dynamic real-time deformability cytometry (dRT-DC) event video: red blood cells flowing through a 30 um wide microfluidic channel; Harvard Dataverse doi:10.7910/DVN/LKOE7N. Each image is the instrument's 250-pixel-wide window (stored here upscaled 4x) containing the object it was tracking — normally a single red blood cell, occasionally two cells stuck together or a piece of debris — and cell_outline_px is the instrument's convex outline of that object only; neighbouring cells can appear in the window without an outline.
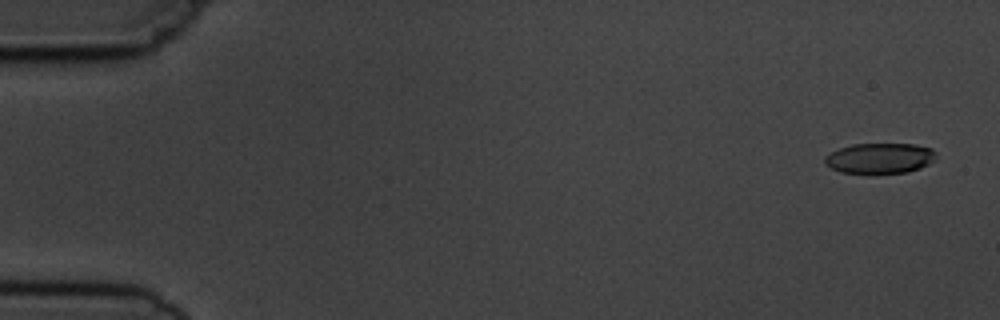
{"species": "common noctule bat (a hibernating species)", "species_latin": "Nyctalus noctula", "temperature_condition": "cold", "stored_images_in_passage": 5, "camera_frame_rate_fps": 3000, "um_per_image_px": 0.085, "animal": {"sex": "male", "body_mass_g": 19.5, "forearm_length_mm": 54.6}, "frame": {"image": 1, "passage_image": 1, "time_ms": 0.0, "image_size_px": [1000, 320], "cell_outline_px": [[936, 160], [920, 168], [908, 172], [840, 172], [824, 164], [824, 156], [840, 148], [852, 144], [916, 144], [932, 148], [936, 152]], "centroid_in_image_um": [74.81, 13.43], "position_along_channel_um": 10.2, "area_um2": 19.59}}
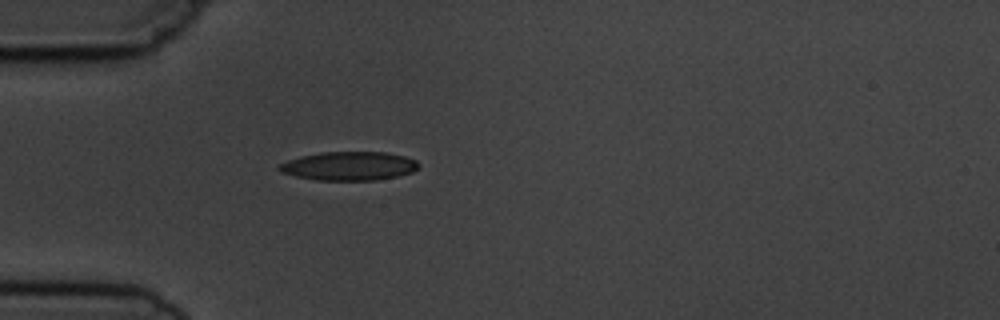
{"frame": {"image": 2, "passage_image": 5, "time_ms": 4.667, "image_size_px": [1000, 320], "cell_outline_px": [[420, 164], [412, 172], [396, 176], [376, 180], [316, 180], [296, 176], [280, 172], [276, 168], [280, 164], [288, 160], [300, 156], [320, 152], [384, 152], [404, 156], [416, 160]], "centroid_in_image_um": [29.64, 14.11], "position_along_channel_um": 55.4, "area_um2": 23.29}}